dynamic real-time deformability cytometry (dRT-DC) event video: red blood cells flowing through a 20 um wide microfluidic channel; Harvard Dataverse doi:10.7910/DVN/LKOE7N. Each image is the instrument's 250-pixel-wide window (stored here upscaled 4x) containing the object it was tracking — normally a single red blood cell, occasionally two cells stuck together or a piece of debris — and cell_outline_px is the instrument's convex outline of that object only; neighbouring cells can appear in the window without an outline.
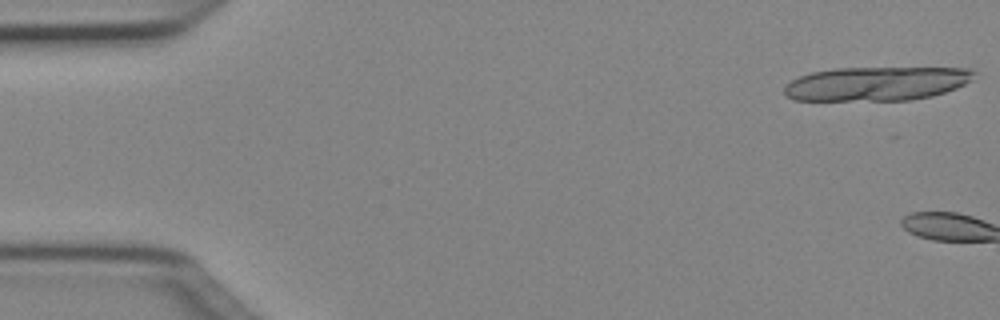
{"species": "Egyptian fruit bat (a non-hibernating species)", "species_latin": "Rousettus aegyptiacus", "temperature_condition": "cold", "stored_images_in_passage": 3, "camera_frame_rate_fps": 3000, "um_per_image_px": 0.085, "animal": {"sex": "female"}, "frame": {"image": 1, "passage_image": 1, "time_ms": 0.0, "image_size_px": [1000, 320], "cell_outline_px": [[976, 72], [972, 80], [956, 88], [932, 96], [912, 100], [792, 100], [784, 92], [784, 88], [792, 80], [800, 76], [812, 72], [836, 68], [968, 68]], "centroid_in_image_um": [74.52, 7.11], "position_along_channel_um": 10.5, "area_um2": 37.45}}